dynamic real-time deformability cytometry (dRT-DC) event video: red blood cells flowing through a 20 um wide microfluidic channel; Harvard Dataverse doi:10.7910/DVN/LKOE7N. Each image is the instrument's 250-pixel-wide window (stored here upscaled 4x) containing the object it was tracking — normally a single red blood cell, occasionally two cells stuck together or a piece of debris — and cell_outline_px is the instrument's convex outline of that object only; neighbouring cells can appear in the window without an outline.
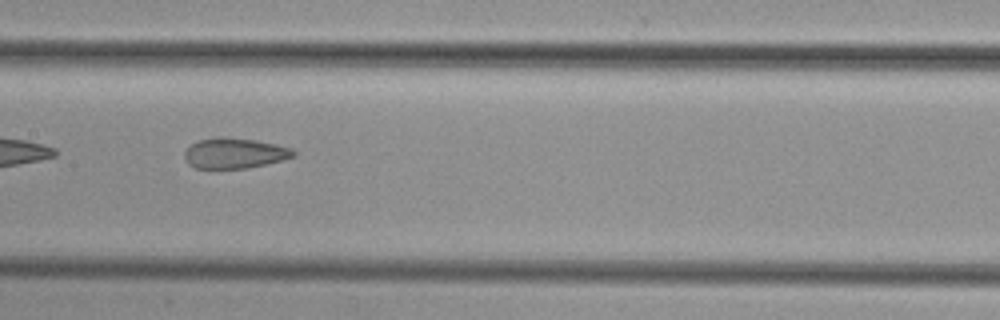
{"species": "common noctule bat (a hibernating species)", "species_latin": "Nyctalus noctula", "temperature_condition": "cold", "stored_images_in_passage": 29, "camera_frame_rate_fps": 3000, "um_per_image_px": 0.085, "animal": {"sex": "female", "body_mass_g": 29.2, "forearm_length_mm": 56.3}, "frame": {"image": 1, "passage_image": 9, "time_ms": 2.667, "image_size_px": [1000, 320], "cell_outline_px": [[296, 156], [248, 168], [196, 168], [188, 164], [184, 156], [184, 152], [192, 144], [200, 140], [216, 136], [224, 136], [256, 140], [276, 144], [292, 148], [296, 152]], "centroid_in_image_um": [19.94, 13.01], "position_along_channel_um": 187.5, "area_um2": 19.31}}
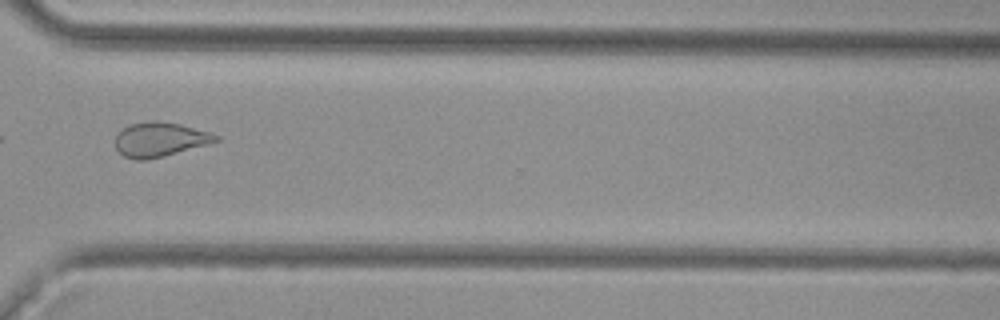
{"frame": {"image": 2, "passage_image": 21, "time_ms": 6.667, "image_size_px": [1000, 320], "cell_outline_px": [[220, 140], [208, 144], [164, 156], [144, 160], [136, 160], [124, 156], [116, 148], [116, 136], [128, 124], [156, 120], [180, 124], [208, 132], [220, 136]], "centroid_in_image_um": [13.59, 11.85], "position_along_channel_um": 357.0, "area_um2": 19.94}}